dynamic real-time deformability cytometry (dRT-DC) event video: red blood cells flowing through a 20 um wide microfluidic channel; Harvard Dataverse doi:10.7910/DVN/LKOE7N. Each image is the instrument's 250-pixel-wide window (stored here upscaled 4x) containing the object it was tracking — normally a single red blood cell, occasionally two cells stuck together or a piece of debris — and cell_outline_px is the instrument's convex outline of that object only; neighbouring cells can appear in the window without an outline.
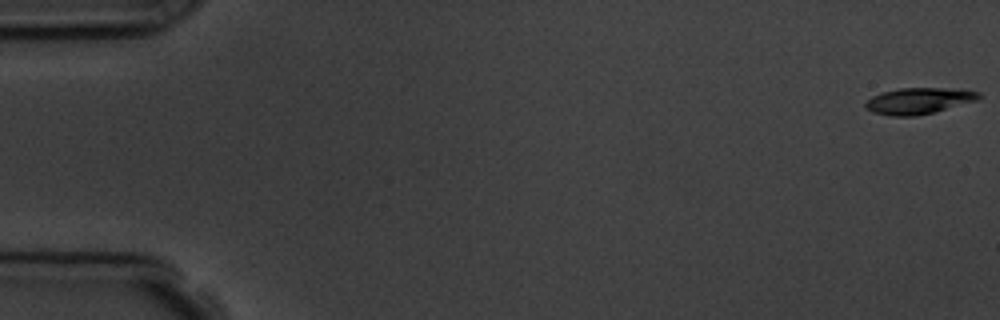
{"species": "common noctule bat (a hibernating species)", "species_latin": "Nyctalus noctula", "temperature_condition": "room temperature", "stored_images_in_passage": 10, "camera_frame_rate_fps": 3000, "um_per_image_px": 0.085, "animal": {"sex": "male", "body_mass_g": 19.5, "forearm_length_mm": 54.6}, "frame": {"image": 1, "passage_image": 1, "time_ms": 0.0, "image_size_px": [1000, 320], "cell_outline_px": [[984, 96], [976, 100], [936, 112], [916, 116], [892, 116], [872, 112], [864, 108], [864, 104], [872, 96], [884, 92], [900, 88], [960, 88], [980, 92]], "centroid_in_image_um": [78.13, 8.57], "position_along_channel_um": 6.9, "area_um2": 17.51}}
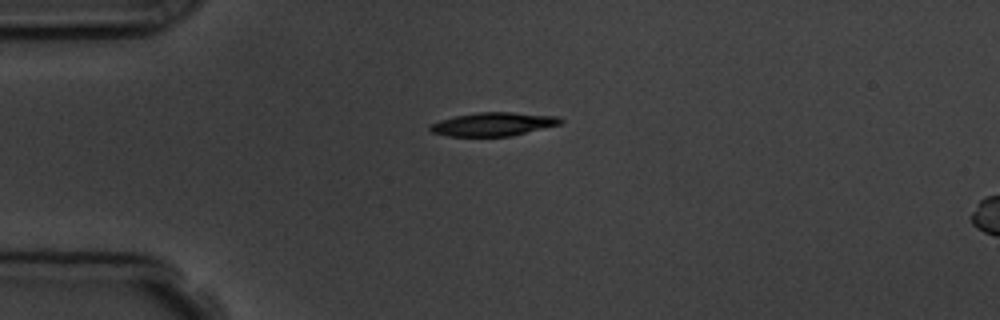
{"frame": {"image": 2, "passage_image": 5, "time_ms": 4.333, "image_size_px": [1000, 320], "cell_outline_px": [[564, 120], [560, 124], [512, 136], [448, 136], [432, 132], [428, 128], [432, 124], [440, 120], [456, 116], [480, 112], [512, 112], [560, 116]], "centroid_in_image_um": [41.97, 10.55], "position_along_channel_um": 43.0, "area_um2": 17.8}}